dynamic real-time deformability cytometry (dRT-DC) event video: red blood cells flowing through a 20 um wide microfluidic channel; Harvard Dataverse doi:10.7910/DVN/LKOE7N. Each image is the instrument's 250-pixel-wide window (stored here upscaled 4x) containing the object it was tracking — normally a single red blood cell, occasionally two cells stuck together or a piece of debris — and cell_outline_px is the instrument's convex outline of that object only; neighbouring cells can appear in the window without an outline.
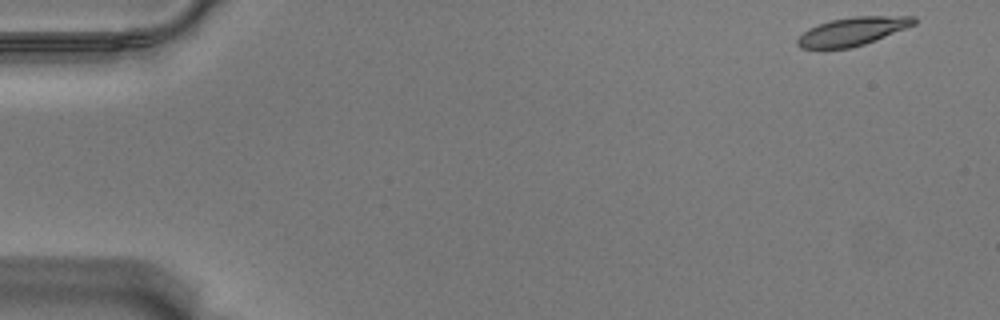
{"species": "Egyptian fruit bat (a non-hibernating species)", "species_latin": "Rousettus aegyptiacus", "temperature_condition": "warm", "stored_images_in_passage": 56, "camera_frame_rate_fps": 3000, "um_per_image_px": 0.085, "animal": {"sex": "male"}, "frame": {"image": 1, "passage_image": 1, "time_ms": 0.0, "image_size_px": [1000, 320], "cell_outline_px": [[916, 24], [864, 44], [848, 48], [800, 48], [796, 44], [796, 40], [808, 28], [832, 20], [852, 16], [916, 16]], "centroid_in_image_um": [72.47, 2.66], "position_along_channel_um": 12.5, "area_um2": 18.96}}
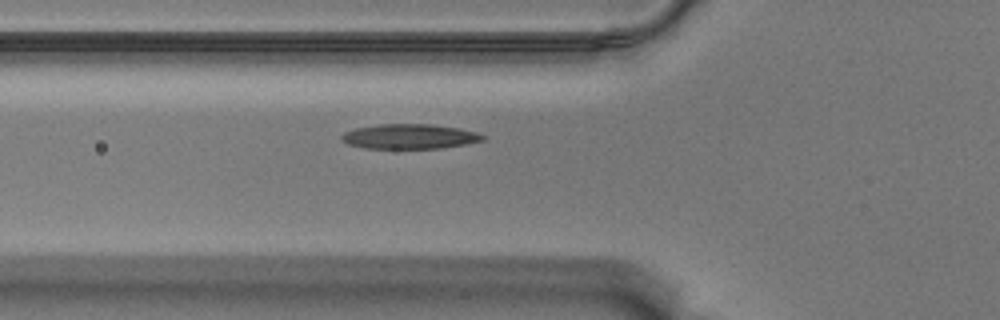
{"frame": {"image": 2, "passage_image": 19, "time_ms": 6.0, "image_size_px": [1000, 320], "cell_outline_px": [[488, 136], [484, 140], [468, 144], [440, 148], [364, 148], [348, 144], [340, 140], [340, 136], [344, 132], [356, 128], [380, 124], [428, 124], [456, 128], [476, 132]], "centroid_in_image_um": [34.81, 11.6], "position_along_channel_um": 91.0, "area_um2": 20.4}}
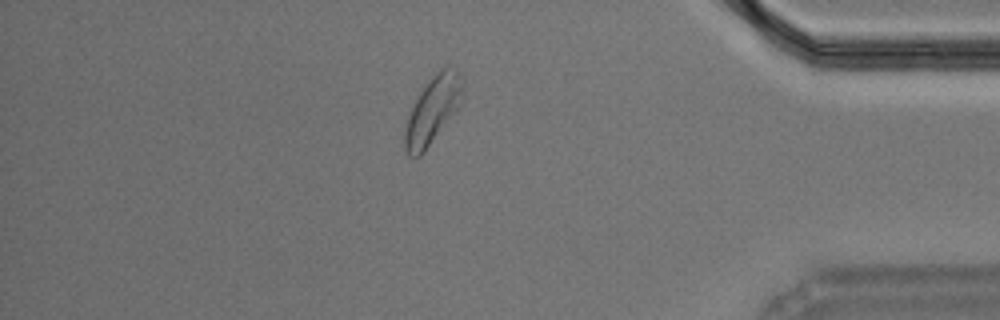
{"frame": {"image": 3, "passage_image": 48, "time_ms": 15.667, "image_size_px": [1000, 320], "cell_outline_px": [[464, 84], [460, 108], [424, 152], [420, 156], [408, 156], [404, 148], [404, 132], [408, 116], [420, 92], [428, 80], [436, 72], [448, 64], [456, 68]], "centroid_in_image_um": [36.81, 9.34], "position_along_channel_um": 398.4, "area_um2": 22.89}, "authors_computed_cell_mechanics": {"area_um2": 19.9988, "velocity_mm_per_s": 3.5001, "shape_relaxation_time_tau1_ms": 3.6637, "shape_relaxation_time_tau2_ms": 3.5374, "deformation_change_tau1": 0.1352, "deformation_change_tau2": 0.0912}}